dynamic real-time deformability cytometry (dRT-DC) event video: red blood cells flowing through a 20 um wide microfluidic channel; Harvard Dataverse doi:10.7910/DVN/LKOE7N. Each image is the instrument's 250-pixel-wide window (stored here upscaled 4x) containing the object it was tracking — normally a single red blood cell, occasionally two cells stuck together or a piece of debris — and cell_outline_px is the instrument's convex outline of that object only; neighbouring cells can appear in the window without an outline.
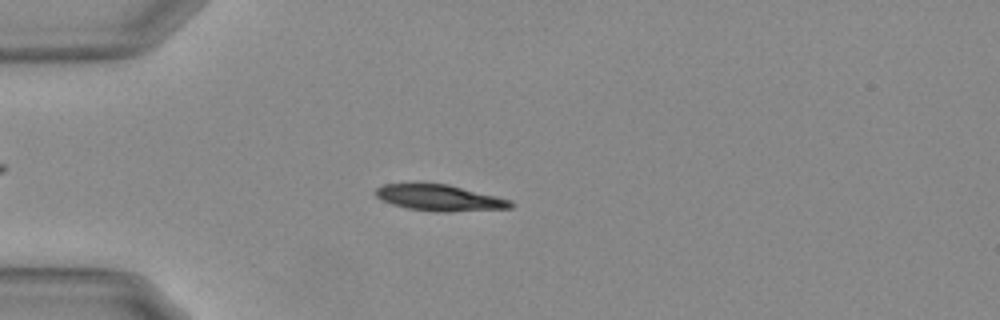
{"species": "Egyptian fruit bat (a non-hibernating species)", "species_latin": "Rousettus aegyptiacus", "temperature_condition": "warm", "stored_images_in_passage": 55, "camera_frame_rate_fps": 3000, "um_per_image_px": 0.085, "animal": {"sex": "female"}, "frame": {"image": 1, "passage_image": 15, "time_ms": 4.667, "image_size_px": [1000, 320], "cell_outline_px": [[516, 204], [512, 208], [444, 212], [408, 208], [392, 204], [376, 196], [372, 192], [376, 188], [384, 184], [448, 184], [512, 200]], "centroid_in_image_um": [37.4, 16.81], "position_along_channel_um": 47.6, "area_um2": 20.35}}
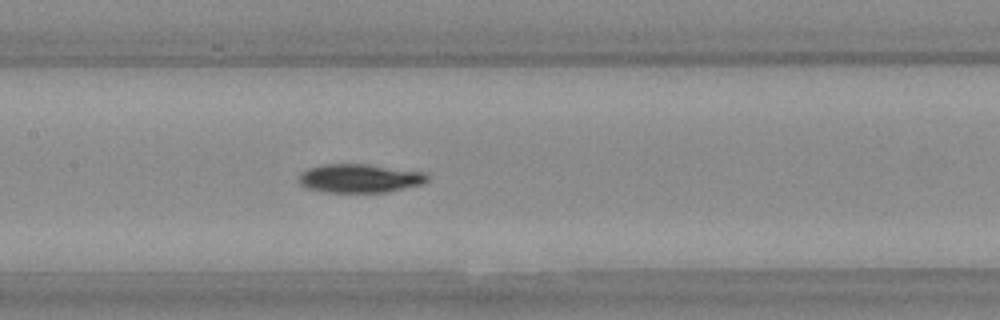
{"frame": {"image": 2, "passage_image": 27, "time_ms": 8.667, "image_size_px": [1000, 320], "cell_outline_px": [[428, 180], [420, 184], [388, 192], [324, 192], [308, 188], [300, 184], [296, 180], [300, 172], [308, 168], [324, 164], [364, 164], [424, 172], [428, 176]], "centroid_in_image_um": [30.5, 15.16], "position_along_channel_um": 176.9, "area_um2": 21.39}}
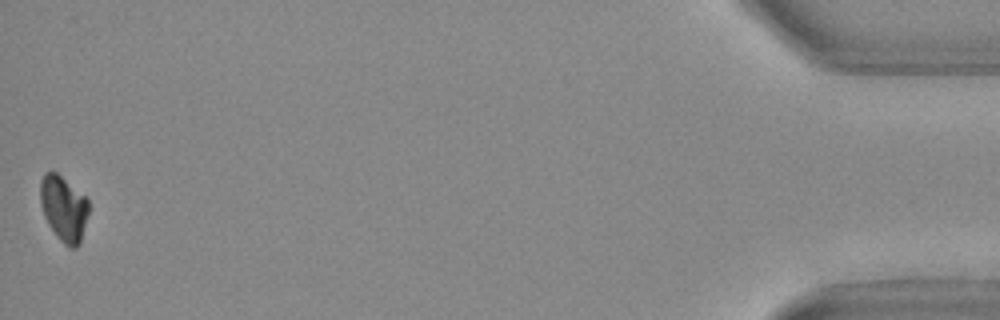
{"frame": {"image": 3, "passage_image": 55, "time_ms": 18.0, "image_size_px": [1000, 320], "cell_outline_px": [[88, 212], [80, 244], [76, 248], [68, 248], [56, 236], [48, 224], [44, 216], [40, 204], [40, 180], [44, 172], [56, 172], [84, 196], [88, 200]], "centroid_in_image_um": [5.39, 17.74], "position_along_channel_um": 429.8, "area_um2": 18.38}, "authors_computed_cell_mechanics": {"area_um2": 20.3456, "velocity_mm_per_s": 3.7022, "shape_relaxation_time_tau1_ms": 5.2211, "shape_relaxation_time_tau2_ms": null, "deformation_change_tau1": 0.175, "deformation_change_tau2": null}}